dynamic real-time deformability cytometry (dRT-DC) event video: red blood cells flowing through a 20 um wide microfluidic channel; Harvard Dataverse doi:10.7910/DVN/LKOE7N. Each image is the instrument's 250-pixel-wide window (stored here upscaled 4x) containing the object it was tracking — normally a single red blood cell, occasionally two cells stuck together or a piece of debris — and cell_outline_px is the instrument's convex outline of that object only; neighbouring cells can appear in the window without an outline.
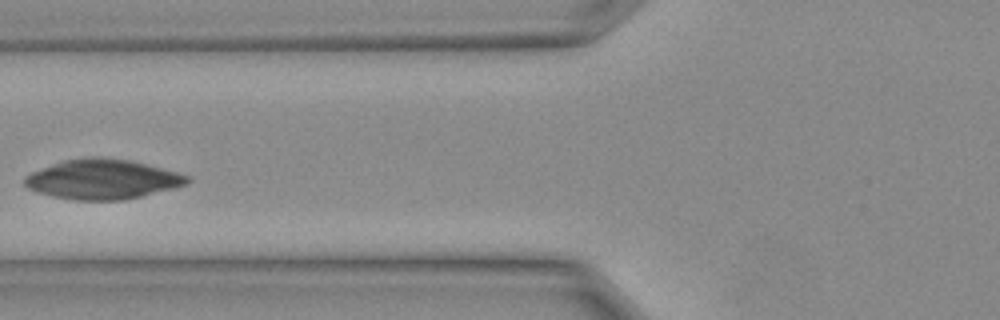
{"species": "Egyptian fruit bat (a non-hibernating species)", "species_latin": "Rousettus aegyptiacus", "temperature_condition": "warm", "stored_images_in_passage": 9, "camera_frame_rate_fps": 3000, "um_per_image_px": 0.085, "animal": {"sex": "female"}, "frame": {"image": 1, "passage_image": 8, "time_ms": 2.333, "image_size_px": [1000, 320], "cell_outline_px": [[192, 180], [188, 184], [124, 200], [76, 200], [52, 196], [28, 188], [24, 184], [24, 176], [32, 172], [52, 164], [64, 160], [88, 156], [104, 156], [128, 160], [176, 172], [188, 176]], "centroid_in_image_um": [8.69, 15.23], "position_along_channel_um": 117.1, "area_um2": 37.4}}